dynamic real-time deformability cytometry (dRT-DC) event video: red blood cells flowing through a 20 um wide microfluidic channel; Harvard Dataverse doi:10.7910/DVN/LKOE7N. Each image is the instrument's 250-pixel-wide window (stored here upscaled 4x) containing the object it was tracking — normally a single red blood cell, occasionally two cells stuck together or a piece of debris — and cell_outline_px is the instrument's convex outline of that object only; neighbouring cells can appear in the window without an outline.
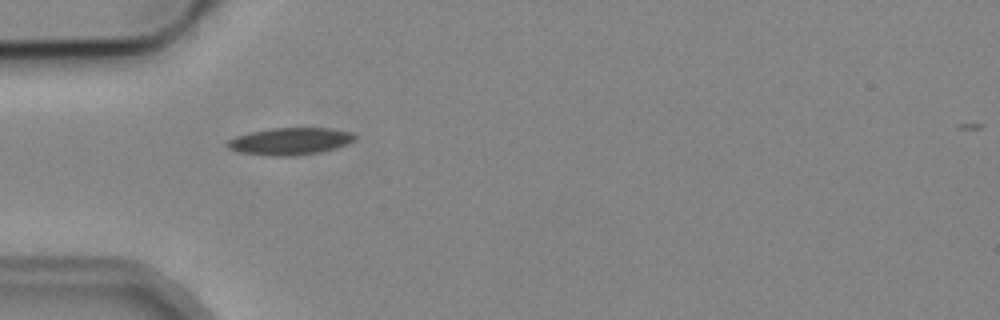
{"species": "common noctule bat (a hibernating species)", "species_latin": "Nyctalus noctula", "temperature_condition": "cold", "stored_images_in_passage": 14, "camera_frame_rate_fps": 3000, "um_per_image_px": 0.085, "animal": {"sex": "male", "body_mass_g": 19.2, "forearm_length_mm": 51.8}, "frame": {"image": 1, "passage_image": 5, "time_ms": 5.667, "image_size_px": [1000, 320], "cell_outline_px": [[356, 140], [348, 144], [336, 148], [320, 152], [292, 156], [272, 156], [240, 152], [228, 148], [224, 144], [228, 140], [236, 136], [252, 132], [272, 128], [332, 128], [352, 132], [356, 136]], "centroid_in_image_um": [24.69, 12.01], "position_along_channel_um": 60.3, "area_um2": 20.23}}
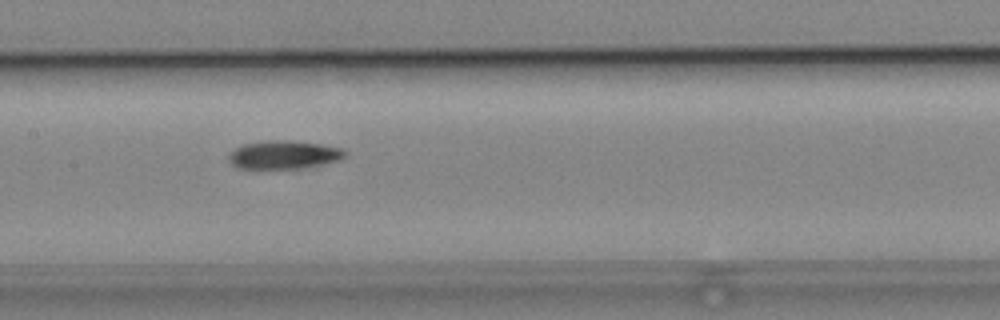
{"frame": {"image": 2, "passage_image": 8, "time_ms": 9.0, "image_size_px": [1000, 320], "cell_outline_px": [[348, 156], [340, 160], [304, 168], [236, 168], [228, 160], [228, 156], [236, 148], [244, 144], [264, 140], [296, 140], [324, 144], [340, 148], [348, 152]], "centroid_in_image_um": [24.18, 13.14], "position_along_channel_um": 183.2, "area_um2": 19.42}}
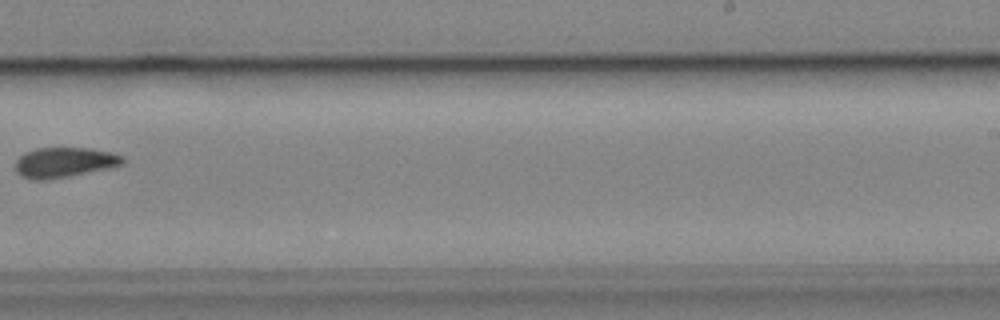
{"frame": {"image": 3, "passage_image": 10, "time_ms": 11.667, "image_size_px": [1000, 320], "cell_outline_px": [[124, 164], [108, 168], [48, 180], [32, 180], [20, 176], [16, 172], [16, 160], [24, 152], [36, 148], [88, 148], [112, 152], [124, 156]], "centroid_in_image_um": [5.45, 13.8], "position_along_channel_um": 283.6, "area_um2": 18.9}, "authors_computed_cell_mechanics": {"area_um2": 18.785, "velocity_mm_per_s": 3.7924, "shape_relaxation_time_tau1_ms": null, "shape_relaxation_time_tau2_ms": 2.4772, "deformation_change_tau1": null, "deformation_change_tau2": 0.0754}}